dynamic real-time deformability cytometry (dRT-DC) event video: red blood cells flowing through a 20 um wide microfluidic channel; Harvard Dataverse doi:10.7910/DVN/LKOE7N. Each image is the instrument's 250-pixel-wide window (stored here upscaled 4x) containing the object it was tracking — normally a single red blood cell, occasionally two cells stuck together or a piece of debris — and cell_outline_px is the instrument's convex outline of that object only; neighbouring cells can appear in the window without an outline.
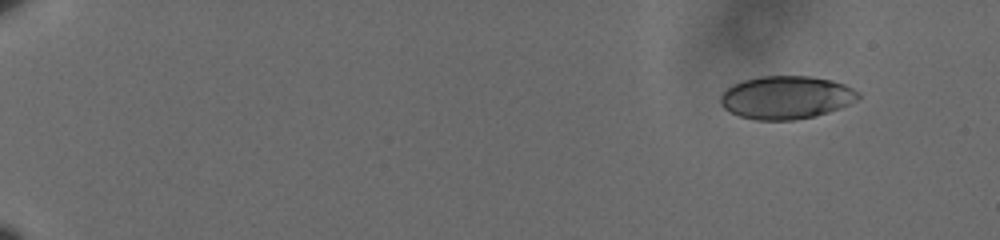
{"species": "human", "species_latin": "Homo sapiens", "temperature_condition": "cold", "stored_images_in_passage": 55, "camera_frame_rate_fps": 3000, "um_per_image_px": 0.085, "donor": {"sex": "male"}, "frame": {"image": 1, "passage_image": 1, "time_ms": 0.0, "image_size_px": [1000, 240], "cell_outline_px": [[860, 100], [840, 108], [816, 116], [796, 120], [756, 120], [740, 116], [724, 108], [720, 104], [720, 96], [732, 84], [744, 80], [760, 76], [812, 76], [832, 80], [844, 84], [860, 92]], "centroid_in_image_um": [66.87, 8.28], "position_along_channel_um": 18.1, "area_um2": 34.8}}
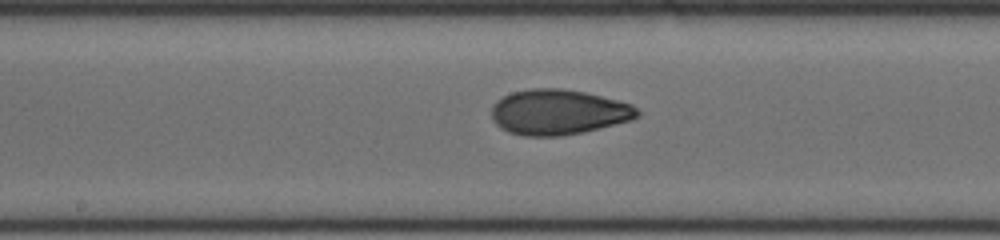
{"frame": {"image": 2, "passage_image": 30, "time_ms": 9.667, "image_size_px": [1000, 240], "cell_outline_px": [[640, 116], [632, 120], [580, 132], [560, 136], [524, 136], [508, 132], [500, 128], [492, 120], [492, 104], [496, 100], [512, 92], [532, 88], [560, 88], [584, 92], [632, 104], [640, 112]], "centroid_in_image_um": [47.43, 9.53], "position_along_channel_um": 200.8, "area_um2": 38.38}}
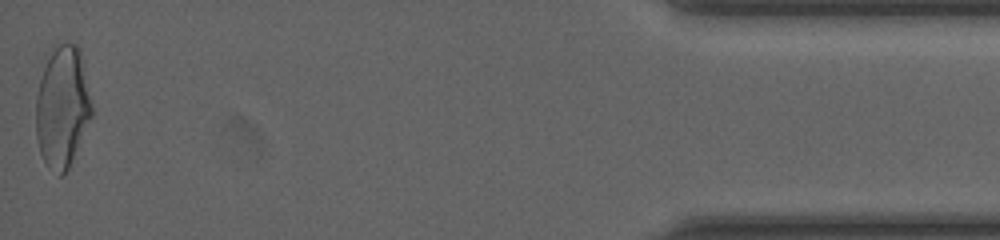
{"frame": {"image": 3, "passage_image": 55, "time_ms": 18.0, "image_size_px": [1000, 240], "cell_outline_px": [[92, 116], [68, 168], [60, 176], [44, 160], [40, 152], [36, 136], [36, 96], [40, 80], [52, 44], [76, 44], [80, 48], [92, 104]], "centroid_in_image_um": [5.3, 9.03], "position_along_channel_um": 429.9, "area_um2": 39.19}, "authors_computed_cell_mechanics": {"area_um2": 36.992, "velocity_mm_per_s": 3.6122, "shape_relaxation_time_tau1_ms": 5.7748, "shape_relaxation_time_tau2_ms": 1.6392, "deformation_change_tau1": 0.1664, "deformation_change_tau2": 0.0679}}